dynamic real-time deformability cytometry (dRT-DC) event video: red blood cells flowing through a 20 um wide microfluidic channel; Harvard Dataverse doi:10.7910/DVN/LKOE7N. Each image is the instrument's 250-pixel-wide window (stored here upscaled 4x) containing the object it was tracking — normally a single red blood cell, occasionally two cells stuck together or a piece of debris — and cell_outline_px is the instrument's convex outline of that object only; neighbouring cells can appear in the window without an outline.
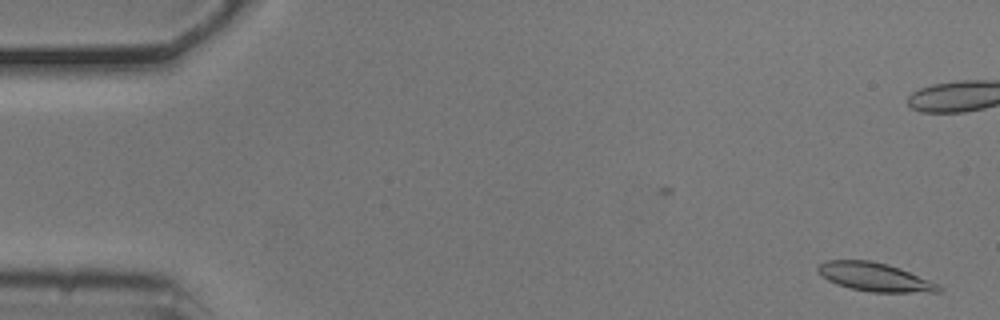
{"species": "common noctule bat (a hibernating species)", "species_latin": "Nyctalus noctula", "temperature_condition": "cold", "stored_images_in_passage": 14, "camera_frame_rate_fps": 3000, "um_per_image_px": 0.085, "animal": {"sex": "male", "body_mass_g": 20.5, "forearm_length_mm": 52.5}, "frame": {"image": 1, "passage_image": 1, "time_ms": 0.0, "image_size_px": [1000, 320], "cell_outline_px": [[944, 288], [940, 292], [872, 292], [852, 288], [836, 284], [820, 276], [816, 268], [824, 260], [872, 260], [888, 264], [900, 268], [940, 284]], "centroid_in_image_um": [74.36, 23.54], "position_along_channel_um": 10.6, "area_um2": 20.23}}